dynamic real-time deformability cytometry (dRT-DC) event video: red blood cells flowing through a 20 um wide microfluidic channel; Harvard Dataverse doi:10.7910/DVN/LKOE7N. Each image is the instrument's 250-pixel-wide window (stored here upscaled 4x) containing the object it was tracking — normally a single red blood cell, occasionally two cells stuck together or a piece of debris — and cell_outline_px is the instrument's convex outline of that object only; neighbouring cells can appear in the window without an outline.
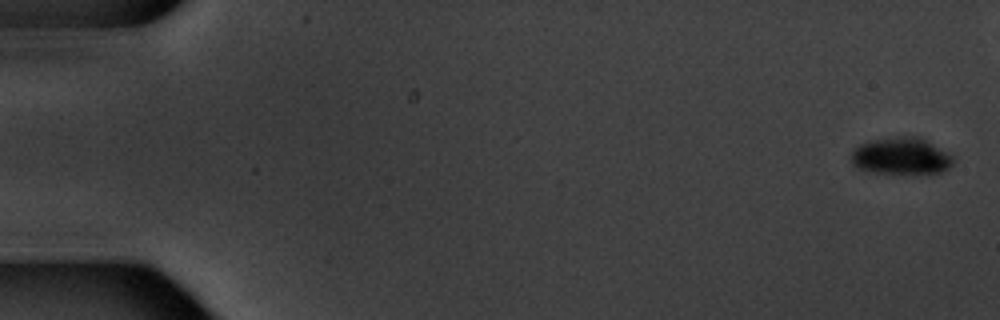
{"species": "common noctule bat (a hibernating species)", "species_latin": "Nyctalus noctula", "temperature_condition": "warm", "stored_images_in_passage": 7, "camera_frame_rate_fps": 3000, "um_per_image_px": 0.085, "animal": {"sex": "male", "body_mass_g": 20.1, "forearm_length_mm": 53.5}, "frame": {"image": 1, "passage_image": 1, "time_ms": 0.0, "image_size_px": [1000, 320], "cell_outline_px": [[952, 164], [944, 172], [872, 172], [856, 168], [852, 164], [852, 152], [860, 144], [868, 140], [900, 136], [920, 136], [948, 152], [952, 156]], "centroid_in_image_um": [76.59, 13.23], "position_along_channel_um": 8.4, "area_um2": 21.73}}